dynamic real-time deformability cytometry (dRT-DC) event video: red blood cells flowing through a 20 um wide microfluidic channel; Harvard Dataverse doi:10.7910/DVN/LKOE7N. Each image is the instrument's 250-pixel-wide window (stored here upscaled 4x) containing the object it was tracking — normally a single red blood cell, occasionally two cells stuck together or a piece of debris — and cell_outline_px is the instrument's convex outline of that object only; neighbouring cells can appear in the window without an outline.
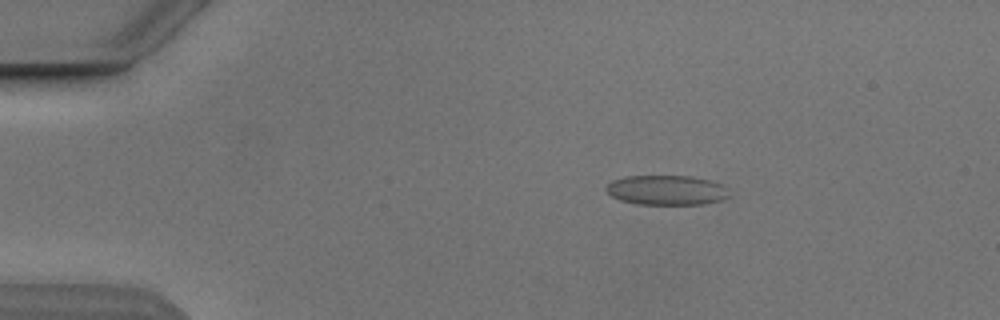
{"species": "Egyptian fruit bat (a non-hibernating species)", "species_latin": "Rousettus aegyptiacus", "temperature_condition": "cold", "stored_images_in_passage": 4, "segment_of_instrument_passage": [1, 2], "camera_frame_rate_fps": 3000, "um_per_image_px": 0.085, "animal": {"sex": "male"}, "frame": {"image": 1, "passage_image": 1, "time_ms": 0.0, "image_size_px": [1000, 320], "cell_outline_px": [[732, 196], [724, 200], [704, 204], [636, 204], [620, 200], [612, 196], [604, 188], [612, 180], [624, 176], [692, 176], [708, 180], [720, 184]], "centroid_in_image_um": [56.65, 16.16], "position_along_channel_um": 28.3, "area_um2": 21.39}}